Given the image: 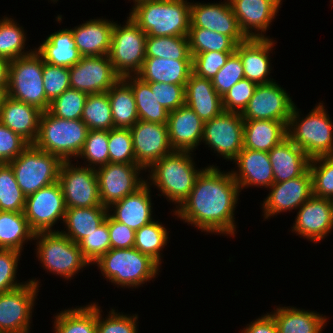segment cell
<instances>
[{
  "label": "cell",
  "mask_w": 333,
  "mask_h": 333,
  "mask_svg": "<svg viewBox=\"0 0 333 333\" xmlns=\"http://www.w3.org/2000/svg\"><path fill=\"white\" fill-rule=\"evenodd\" d=\"M239 193L231 171L225 173L216 165L206 166L188 197L173 214L201 232L235 237L234 212Z\"/></svg>",
  "instance_id": "1"
},
{
  "label": "cell",
  "mask_w": 333,
  "mask_h": 333,
  "mask_svg": "<svg viewBox=\"0 0 333 333\" xmlns=\"http://www.w3.org/2000/svg\"><path fill=\"white\" fill-rule=\"evenodd\" d=\"M190 7L187 0H138L128 16L147 36H188Z\"/></svg>",
  "instance_id": "2"
},
{
  "label": "cell",
  "mask_w": 333,
  "mask_h": 333,
  "mask_svg": "<svg viewBox=\"0 0 333 333\" xmlns=\"http://www.w3.org/2000/svg\"><path fill=\"white\" fill-rule=\"evenodd\" d=\"M193 153L190 151H173L156 161L149 169L146 183L154 185L177 209L193 189L197 177L206 168L196 169ZM149 180V181H148Z\"/></svg>",
  "instance_id": "3"
},
{
  "label": "cell",
  "mask_w": 333,
  "mask_h": 333,
  "mask_svg": "<svg viewBox=\"0 0 333 333\" xmlns=\"http://www.w3.org/2000/svg\"><path fill=\"white\" fill-rule=\"evenodd\" d=\"M294 106L288 125V138L311 159L333 155V122L319 102L306 116Z\"/></svg>",
  "instance_id": "4"
},
{
  "label": "cell",
  "mask_w": 333,
  "mask_h": 333,
  "mask_svg": "<svg viewBox=\"0 0 333 333\" xmlns=\"http://www.w3.org/2000/svg\"><path fill=\"white\" fill-rule=\"evenodd\" d=\"M94 264L109 282L122 288H137L154 279L160 266L136 248L110 249ZM157 274V275H156Z\"/></svg>",
  "instance_id": "5"
},
{
  "label": "cell",
  "mask_w": 333,
  "mask_h": 333,
  "mask_svg": "<svg viewBox=\"0 0 333 333\" xmlns=\"http://www.w3.org/2000/svg\"><path fill=\"white\" fill-rule=\"evenodd\" d=\"M88 132L89 128L81 119H62L44 111L33 145L62 161H72V157L77 159L80 154Z\"/></svg>",
  "instance_id": "6"
},
{
  "label": "cell",
  "mask_w": 333,
  "mask_h": 333,
  "mask_svg": "<svg viewBox=\"0 0 333 333\" xmlns=\"http://www.w3.org/2000/svg\"><path fill=\"white\" fill-rule=\"evenodd\" d=\"M36 257L44 270L70 280L80 270L90 266L79 245L71 241L60 230L35 233Z\"/></svg>",
  "instance_id": "7"
},
{
  "label": "cell",
  "mask_w": 333,
  "mask_h": 333,
  "mask_svg": "<svg viewBox=\"0 0 333 333\" xmlns=\"http://www.w3.org/2000/svg\"><path fill=\"white\" fill-rule=\"evenodd\" d=\"M43 65L42 57L35 50L11 61L5 95L47 111L50 102L44 90Z\"/></svg>",
  "instance_id": "8"
},
{
  "label": "cell",
  "mask_w": 333,
  "mask_h": 333,
  "mask_svg": "<svg viewBox=\"0 0 333 333\" xmlns=\"http://www.w3.org/2000/svg\"><path fill=\"white\" fill-rule=\"evenodd\" d=\"M62 160L30 144L8 164L25 196L58 181Z\"/></svg>",
  "instance_id": "9"
},
{
  "label": "cell",
  "mask_w": 333,
  "mask_h": 333,
  "mask_svg": "<svg viewBox=\"0 0 333 333\" xmlns=\"http://www.w3.org/2000/svg\"><path fill=\"white\" fill-rule=\"evenodd\" d=\"M125 25L115 22L108 53L115 72L121 77L137 75L146 58V33L130 18Z\"/></svg>",
  "instance_id": "10"
},
{
  "label": "cell",
  "mask_w": 333,
  "mask_h": 333,
  "mask_svg": "<svg viewBox=\"0 0 333 333\" xmlns=\"http://www.w3.org/2000/svg\"><path fill=\"white\" fill-rule=\"evenodd\" d=\"M40 282L27 280L23 286L0 293V331L2 333H30L35 299Z\"/></svg>",
  "instance_id": "11"
},
{
  "label": "cell",
  "mask_w": 333,
  "mask_h": 333,
  "mask_svg": "<svg viewBox=\"0 0 333 333\" xmlns=\"http://www.w3.org/2000/svg\"><path fill=\"white\" fill-rule=\"evenodd\" d=\"M81 166V167H80ZM72 161H63L58 182L60 183L66 208L103 206L99 194L96 170Z\"/></svg>",
  "instance_id": "12"
},
{
  "label": "cell",
  "mask_w": 333,
  "mask_h": 333,
  "mask_svg": "<svg viewBox=\"0 0 333 333\" xmlns=\"http://www.w3.org/2000/svg\"><path fill=\"white\" fill-rule=\"evenodd\" d=\"M244 120L240 113L223 111L204 122L202 142L228 161L243 149Z\"/></svg>",
  "instance_id": "13"
},
{
  "label": "cell",
  "mask_w": 333,
  "mask_h": 333,
  "mask_svg": "<svg viewBox=\"0 0 333 333\" xmlns=\"http://www.w3.org/2000/svg\"><path fill=\"white\" fill-rule=\"evenodd\" d=\"M65 213L64 196L58 181L26 196L24 214L35 233L56 231L53 227L58 221H64Z\"/></svg>",
  "instance_id": "14"
},
{
  "label": "cell",
  "mask_w": 333,
  "mask_h": 333,
  "mask_svg": "<svg viewBox=\"0 0 333 333\" xmlns=\"http://www.w3.org/2000/svg\"><path fill=\"white\" fill-rule=\"evenodd\" d=\"M142 167L135 163H108L96 169L101 204L108 208L145 183L141 178Z\"/></svg>",
  "instance_id": "15"
},
{
  "label": "cell",
  "mask_w": 333,
  "mask_h": 333,
  "mask_svg": "<svg viewBox=\"0 0 333 333\" xmlns=\"http://www.w3.org/2000/svg\"><path fill=\"white\" fill-rule=\"evenodd\" d=\"M294 106L290 95L274 81L257 85L241 116L244 121L277 120L289 122Z\"/></svg>",
  "instance_id": "16"
},
{
  "label": "cell",
  "mask_w": 333,
  "mask_h": 333,
  "mask_svg": "<svg viewBox=\"0 0 333 333\" xmlns=\"http://www.w3.org/2000/svg\"><path fill=\"white\" fill-rule=\"evenodd\" d=\"M69 74L70 88L86 94L107 92L121 78L108 55L81 57L69 67Z\"/></svg>",
  "instance_id": "17"
},
{
  "label": "cell",
  "mask_w": 333,
  "mask_h": 333,
  "mask_svg": "<svg viewBox=\"0 0 333 333\" xmlns=\"http://www.w3.org/2000/svg\"><path fill=\"white\" fill-rule=\"evenodd\" d=\"M130 132L135 164L146 169L145 172L156 161L174 151L170 145L168 128L165 124L138 120L130 128Z\"/></svg>",
  "instance_id": "18"
},
{
  "label": "cell",
  "mask_w": 333,
  "mask_h": 333,
  "mask_svg": "<svg viewBox=\"0 0 333 333\" xmlns=\"http://www.w3.org/2000/svg\"><path fill=\"white\" fill-rule=\"evenodd\" d=\"M190 27L204 28L229 36L236 44L247 38L241 31L229 0L219 3H194L190 7Z\"/></svg>",
  "instance_id": "19"
},
{
  "label": "cell",
  "mask_w": 333,
  "mask_h": 333,
  "mask_svg": "<svg viewBox=\"0 0 333 333\" xmlns=\"http://www.w3.org/2000/svg\"><path fill=\"white\" fill-rule=\"evenodd\" d=\"M312 195V178L309 169L302 176L274 183L269 187V194L262 203L264 219L298 209Z\"/></svg>",
  "instance_id": "20"
},
{
  "label": "cell",
  "mask_w": 333,
  "mask_h": 333,
  "mask_svg": "<svg viewBox=\"0 0 333 333\" xmlns=\"http://www.w3.org/2000/svg\"><path fill=\"white\" fill-rule=\"evenodd\" d=\"M292 232L317 243L327 237L333 229V208L328 198L311 196L298 208Z\"/></svg>",
  "instance_id": "21"
},
{
  "label": "cell",
  "mask_w": 333,
  "mask_h": 333,
  "mask_svg": "<svg viewBox=\"0 0 333 333\" xmlns=\"http://www.w3.org/2000/svg\"><path fill=\"white\" fill-rule=\"evenodd\" d=\"M282 0H229L238 25L246 38H270L264 34L275 19Z\"/></svg>",
  "instance_id": "22"
},
{
  "label": "cell",
  "mask_w": 333,
  "mask_h": 333,
  "mask_svg": "<svg viewBox=\"0 0 333 333\" xmlns=\"http://www.w3.org/2000/svg\"><path fill=\"white\" fill-rule=\"evenodd\" d=\"M233 162L238 168L231 170V173L240 192L251 186L268 189L274 184L268 152L243 148Z\"/></svg>",
  "instance_id": "23"
},
{
  "label": "cell",
  "mask_w": 333,
  "mask_h": 333,
  "mask_svg": "<svg viewBox=\"0 0 333 333\" xmlns=\"http://www.w3.org/2000/svg\"><path fill=\"white\" fill-rule=\"evenodd\" d=\"M275 44L272 38H247L244 42L237 44L235 52L241 58L245 79L257 85L275 81L268 76L273 70L270 66V52Z\"/></svg>",
  "instance_id": "24"
},
{
  "label": "cell",
  "mask_w": 333,
  "mask_h": 333,
  "mask_svg": "<svg viewBox=\"0 0 333 333\" xmlns=\"http://www.w3.org/2000/svg\"><path fill=\"white\" fill-rule=\"evenodd\" d=\"M169 142L174 151L194 152L203 138L204 122L188 106L169 112L167 120Z\"/></svg>",
  "instance_id": "25"
},
{
  "label": "cell",
  "mask_w": 333,
  "mask_h": 333,
  "mask_svg": "<svg viewBox=\"0 0 333 333\" xmlns=\"http://www.w3.org/2000/svg\"><path fill=\"white\" fill-rule=\"evenodd\" d=\"M42 113L37 107L7 95L0 98V122L29 144H33L37 138Z\"/></svg>",
  "instance_id": "26"
},
{
  "label": "cell",
  "mask_w": 333,
  "mask_h": 333,
  "mask_svg": "<svg viewBox=\"0 0 333 333\" xmlns=\"http://www.w3.org/2000/svg\"><path fill=\"white\" fill-rule=\"evenodd\" d=\"M151 186L145 183L136 192L108 207L109 215L135 232L153 221ZM112 214H111V213Z\"/></svg>",
  "instance_id": "27"
},
{
  "label": "cell",
  "mask_w": 333,
  "mask_h": 333,
  "mask_svg": "<svg viewBox=\"0 0 333 333\" xmlns=\"http://www.w3.org/2000/svg\"><path fill=\"white\" fill-rule=\"evenodd\" d=\"M274 183H281L302 176L308 169L311 158L288 137L269 152Z\"/></svg>",
  "instance_id": "28"
},
{
  "label": "cell",
  "mask_w": 333,
  "mask_h": 333,
  "mask_svg": "<svg viewBox=\"0 0 333 333\" xmlns=\"http://www.w3.org/2000/svg\"><path fill=\"white\" fill-rule=\"evenodd\" d=\"M114 24L109 19L96 18L71 28L81 56L108 55Z\"/></svg>",
  "instance_id": "29"
},
{
  "label": "cell",
  "mask_w": 333,
  "mask_h": 333,
  "mask_svg": "<svg viewBox=\"0 0 333 333\" xmlns=\"http://www.w3.org/2000/svg\"><path fill=\"white\" fill-rule=\"evenodd\" d=\"M185 105L203 122L220 115L224 109L222 97L214 89L211 80L191 74L185 85Z\"/></svg>",
  "instance_id": "30"
},
{
  "label": "cell",
  "mask_w": 333,
  "mask_h": 333,
  "mask_svg": "<svg viewBox=\"0 0 333 333\" xmlns=\"http://www.w3.org/2000/svg\"><path fill=\"white\" fill-rule=\"evenodd\" d=\"M193 73L192 60L145 58L137 74L145 82L186 85Z\"/></svg>",
  "instance_id": "31"
},
{
  "label": "cell",
  "mask_w": 333,
  "mask_h": 333,
  "mask_svg": "<svg viewBox=\"0 0 333 333\" xmlns=\"http://www.w3.org/2000/svg\"><path fill=\"white\" fill-rule=\"evenodd\" d=\"M270 314L276 322L278 333H321L328 321L323 314L293 306H278Z\"/></svg>",
  "instance_id": "32"
},
{
  "label": "cell",
  "mask_w": 333,
  "mask_h": 333,
  "mask_svg": "<svg viewBox=\"0 0 333 333\" xmlns=\"http://www.w3.org/2000/svg\"><path fill=\"white\" fill-rule=\"evenodd\" d=\"M35 51L44 62L68 68L82 57L76 47L72 29H61L50 34Z\"/></svg>",
  "instance_id": "33"
},
{
  "label": "cell",
  "mask_w": 333,
  "mask_h": 333,
  "mask_svg": "<svg viewBox=\"0 0 333 333\" xmlns=\"http://www.w3.org/2000/svg\"><path fill=\"white\" fill-rule=\"evenodd\" d=\"M287 125L277 120L244 121L243 148L269 152L288 137Z\"/></svg>",
  "instance_id": "34"
},
{
  "label": "cell",
  "mask_w": 333,
  "mask_h": 333,
  "mask_svg": "<svg viewBox=\"0 0 333 333\" xmlns=\"http://www.w3.org/2000/svg\"><path fill=\"white\" fill-rule=\"evenodd\" d=\"M108 208L94 206L86 208H66L64 221L65 231H60L71 241L78 244L86 236L97 230L106 220Z\"/></svg>",
  "instance_id": "35"
},
{
  "label": "cell",
  "mask_w": 333,
  "mask_h": 333,
  "mask_svg": "<svg viewBox=\"0 0 333 333\" xmlns=\"http://www.w3.org/2000/svg\"><path fill=\"white\" fill-rule=\"evenodd\" d=\"M123 79L133 92L139 120L167 125L169 111L158 103L155 89H151L149 83L137 75L126 76Z\"/></svg>",
  "instance_id": "36"
},
{
  "label": "cell",
  "mask_w": 333,
  "mask_h": 333,
  "mask_svg": "<svg viewBox=\"0 0 333 333\" xmlns=\"http://www.w3.org/2000/svg\"><path fill=\"white\" fill-rule=\"evenodd\" d=\"M107 94L110 99L113 128H131L139 118L130 85L120 78Z\"/></svg>",
  "instance_id": "37"
},
{
  "label": "cell",
  "mask_w": 333,
  "mask_h": 333,
  "mask_svg": "<svg viewBox=\"0 0 333 333\" xmlns=\"http://www.w3.org/2000/svg\"><path fill=\"white\" fill-rule=\"evenodd\" d=\"M34 235L24 212L0 211V249L22 252L23 245Z\"/></svg>",
  "instance_id": "38"
},
{
  "label": "cell",
  "mask_w": 333,
  "mask_h": 333,
  "mask_svg": "<svg viewBox=\"0 0 333 333\" xmlns=\"http://www.w3.org/2000/svg\"><path fill=\"white\" fill-rule=\"evenodd\" d=\"M54 320V333H96V303L62 310Z\"/></svg>",
  "instance_id": "39"
},
{
  "label": "cell",
  "mask_w": 333,
  "mask_h": 333,
  "mask_svg": "<svg viewBox=\"0 0 333 333\" xmlns=\"http://www.w3.org/2000/svg\"><path fill=\"white\" fill-rule=\"evenodd\" d=\"M26 32L14 19L5 17L0 19V58L11 62L18 57L31 54L35 48L24 50L26 46Z\"/></svg>",
  "instance_id": "40"
},
{
  "label": "cell",
  "mask_w": 333,
  "mask_h": 333,
  "mask_svg": "<svg viewBox=\"0 0 333 333\" xmlns=\"http://www.w3.org/2000/svg\"><path fill=\"white\" fill-rule=\"evenodd\" d=\"M167 228L155 219L135 232L134 248L149 256L161 267V252L167 245Z\"/></svg>",
  "instance_id": "41"
},
{
  "label": "cell",
  "mask_w": 333,
  "mask_h": 333,
  "mask_svg": "<svg viewBox=\"0 0 333 333\" xmlns=\"http://www.w3.org/2000/svg\"><path fill=\"white\" fill-rule=\"evenodd\" d=\"M192 60L188 36L146 37V58Z\"/></svg>",
  "instance_id": "42"
},
{
  "label": "cell",
  "mask_w": 333,
  "mask_h": 333,
  "mask_svg": "<svg viewBox=\"0 0 333 333\" xmlns=\"http://www.w3.org/2000/svg\"><path fill=\"white\" fill-rule=\"evenodd\" d=\"M81 120L89 130H106L113 128L110 99L107 92L88 94Z\"/></svg>",
  "instance_id": "43"
},
{
  "label": "cell",
  "mask_w": 333,
  "mask_h": 333,
  "mask_svg": "<svg viewBox=\"0 0 333 333\" xmlns=\"http://www.w3.org/2000/svg\"><path fill=\"white\" fill-rule=\"evenodd\" d=\"M188 39L192 57L208 51L235 52L237 46L229 36L204 28L190 27Z\"/></svg>",
  "instance_id": "44"
},
{
  "label": "cell",
  "mask_w": 333,
  "mask_h": 333,
  "mask_svg": "<svg viewBox=\"0 0 333 333\" xmlns=\"http://www.w3.org/2000/svg\"><path fill=\"white\" fill-rule=\"evenodd\" d=\"M26 196L20 189L13 169L6 163L0 169V211L24 212Z\"/></svg>",
  "instance_id": "45"
},
{
  "label": "cell",
  "mask_w": 333,
  "mask_h": 333,
  "mask_svg": "<svg viewBox=\"0 0 333 333\" xmlns=\"http://www.w3.org/2000/svg\"><path fill=\"white\" fill-rule=\"evenodd\" d=\"M109 131L89 130L78 158L85 161L86 167L97 169L109 163ZM88 161V163H87Z\"/></svg>",
  "instance_id": "46"
},
{
  "label": "cell",
  "mask_w": 333,
  "mask_h": 333,
  "mask_svg": "<svg viewBox=\"0 0 333 333\" xmlns=\"http://www.w3.org/2000/svg\"><path fill=\"white\" fill-rule=\"evenodd\" d=\"M309 171L313 196L331 199L333 197V155L312 158Z\"/></svg>",
  "instance_id": "47"
},
{
  "label": "cell",
  "mask_w": 333,
  "mask_h": 333,
  "mask_svg": "<svg viewBox=\"0 0 333 333\" xmlns=\"http://www.w3.org/2000/svg\"><path fill=\"white\" fill-rule=\"evenodd\" d=\"M88 94L68 88L60 96L50 102L48 112L62 119H81Z\"/></svg>",
  "instance_id": "48"
},
{
  "label": "cell",
  "mask_w": 333,
  "mask_h": 333,
  "mask_svg": "<svg viewBox=\"0 0 333 333\" xmlns=\"http://www.w3.org/2000/svg\"><path fill=\"white\" fill-rule=\"evenodd\" d=\"M96 303V333H138V314H123L112 309L102 318V309ZM122 313V314H121Z\"/></svg>",
  "instance_id": "49"
},
{
  "label": "cell",
  "mask_w": 333,
  "mask_h": 333,
  "mask_svg": "<svg viewBox=\"0 0 333 333\" xmlns=\"http://www.w3.org/2000/svg\"><path fill=\"white\" fill-rule=\"evenodd\" d=\"M108 144L110 163H135L130 128L110 129Z\"/></svg>",
  "instance_id": "50"
},
{
  "label": "cell",
  "mask_w": 333,
  "mask_h": 333,
  "mask_svg": "<svg viewBox=\"0 0 333 333\" xmlns=\"http://www.w3.org/2000/svg\"><path fill=\"white\" fill-rule=\"evenodd\" d=\"M79 248L84 258L94 265V263L111 249L110 235L108 230V215L105 222L89 236H86L79 243Z\"/></svg>",
  "instance_id": "51"
},
{
  "label": "cell",
  "mask_w": 333,
  "mask_h": 333,
  "mask_svg": "<svg viewBox=\"0 0 333 333\" xmlns=\"http://www.w3.org/2000/svg\"><path fill=\"white\" fill-rule=\"evenodd\" d=\"M244 79V68L240 56L234 52L229 56L225 65L211 80L214 89L222 97L230 88Z\"/></svg>",
  "instance_id": "52"
},
{
  "label": "cell",
  "mask_w": 333,
  "mask_h": 333,
  "mask_svg": "<svg viewBox=\"0 0 333 333\" xmlns=\"http://www.w3.org/2000/svg\"><path fill=\"white\" fill-rule=\"evenodd\" d=\"M21 253L14 249H0V293L17 289L27 283L16 279Z\"/></svg>",
  "instance_id": "53"
},
{
  "label": "cell",
  "mask_w": 333,
  "mask_h": 333,
  "mask_svg": "<svg viewBox=\"0 0 333 333\" xmlns=\"http://www.w3.org/2000/svg\"><path fill=\"white\" fill-rule=\"evenodd\" d=\"M43 82L46 98L49 102H52L70 88L69 68L44 62Z\"/></svg>",
  "instance_id": "54"
},
{
  "label": "cell",
  "mask_w": 333,
  "mask_h": 333,
  "mask_svg": "<svg viewBox=\"0 0 333 333\" xmlns=\"http://www.w3.org/2000/svg\"><path fill=\"white\" fill-rule=\"evenodd\" d=\"M234 52L208 51L192 57L193 74L212 80Z\"/></svg>",
  "instance_id": "55"
},
{
  "label": "cell",
  "mask_w": 333,
  "mask_h": 333,
  "mask_svg": "<svg viewBox=\"0 0 333 333\" xmlns=\"http://www.w3.org/2000/svg\"><path fill=\"white\" fill-rule=\"evenodd\" d=\"M256 87V83L245 78L237 82L222 96L224 111L241 114L247 107Z\"/></svg>",
  "instance_id": "56"
},
{
  "label": "cell",
  "mask_w": 333,
  "mask_h": 333,
  "mask_svg": "<svg viewBox=\"0 0 333 333\" xmlns=\"http://www.w3.org/2000/svg\"><path fill=\"white\" fill-rule=\"evenodd\" d=\"M159 104L171 112L185 105V85L148 82Z\"/></svg>",
  "instance_id": "57"
},
{
  "label": "cell",
  "mask_w": 333,
  "mask_h": 333,
  "mask_svg": "<svg viewBox=\"0 0 333 333\" xmlns=\"http://www.w3.org/2000/svg\"><path fill=\"white\" fill-rule=\"evenodd\" d=\"M30 144L0 122V159L4 163L13 161Z\"/></svg>",
  "instance_id": "58"
},
{
  "label": "cell",
  "mask_w": 333,
  "mask_h": 333,
  "mask_svg": "<svg viewBox=\"0 0 333 333\" xmlns=\"http://www.w3.org/2000/svg\"><path fill=\"white\" fill-rule=\"evenodd\" d=\"M108 230L111 249H127L134 247L135 231L125 224L115 221L109 214Z\"/></svg>",
  "instance_id": "59"
},
{
  "label": "cell",
  "mask_w": 333,
  "mask_h": 333,
  "mask_svg": "<svg viewBox=\"0 0 333 333\" xmlns=\"http://www.w3.org/2000/svg\"><path fill=\"white\" fill-rule=\"evenodd\" d=\"M241 333H278L273 316L268 312L247 324Z\"/></svg>",
  "instance_id": "60"
},
{
  "label": "cell",
  "mask_w": 333,
  "mask_h": 333,
  "mask_svg": "<svg viewBox=\"0 0 333 333\" xmlns=\"http://www.w3.org/2000/svg\"><path fill=\"white\" fill-rule=\"evenodd\" d=\"M10 62L6 59L0 58V94L5 95L8 87Z\"/></svg>",
  "instance_id": "61"
},
{
  "label": "cell",
  "mask_w": 333,
  "mask_h": 333,
  "mask_svg": "<svg viewBox=\"0 0 333 333\" xmlns=\"http://www.w3.org/2000/svg\"><path fill=\"white\" fill-rule=\"evenodd\" d=\"M6 163H4L1 159H0V169L5 165Z\"/></svg>",
  "instance_id": "62"
},
{
  "label": "cell",
  "mask_w": 333,
  "mask_h": 333,
  "mask_svg": "<svg viewBox=\"0 0 333 333\" xmlns=\"http://www.w3.org/2000/svg\"><path fill=\"white\" fill-rule=\"evenodd\" d=\"M330 200H331V203H332V208H333V197H332Z\"/></svg>",
  "instance_id": "63"
},
{
  "label": "cell",
  "mask_w": 333,
  "mask_h": 333,
  "mask_svg": "<svg viewBox=\"0 0 333 333\" xmlns=\"http://www.w3.org/2000/svg\"><path fill=\"white\" fill-rule=\"evenodd\" d=\"M50 1H52L53 3H54V2H56V3H57V1H59V0H50Z\"/></svg>",
  "instance_id": "64"
}]
</instances>
